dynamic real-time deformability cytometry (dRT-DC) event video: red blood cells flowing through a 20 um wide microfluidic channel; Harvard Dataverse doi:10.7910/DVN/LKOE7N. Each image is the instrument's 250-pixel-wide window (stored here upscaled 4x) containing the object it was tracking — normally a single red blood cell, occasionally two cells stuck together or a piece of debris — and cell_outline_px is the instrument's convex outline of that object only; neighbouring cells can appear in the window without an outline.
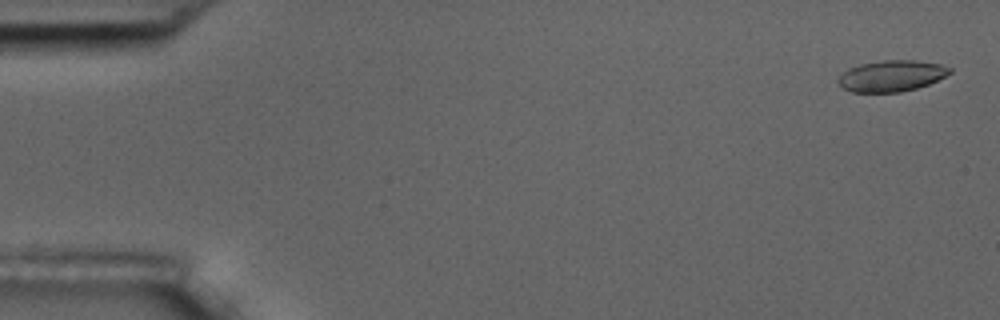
{"species": "common noctule bat (a hibernating species)", "species_latin": "Nyctalus noctula", "temperature_condition": "room temperature", "stored_images_in_passage": 6, "camera_frame_rate_fps": 3000, "um_per_image_px": 0.085, "animal": {"sex": "male", "body_mass_g": 17.5, "forearm_length_mm": 52.3}, "frame": {"image": 1, "passage_image": 1, "time_ms": 0.0, "image_size_px": [1000, 320], "cell_outline_px": [[952, 72], [928, 84], [916, 88], [900, 92], [852, 92], [844, 88], [836, 80], [848, 68], [860, 64], [884, 60], [916, 60], [940, 64], [952, 68]], "centroid_in_image_um": [75.78, 6.44], "position_along_channel_um": 9.2, "area_um2": 20.11}}
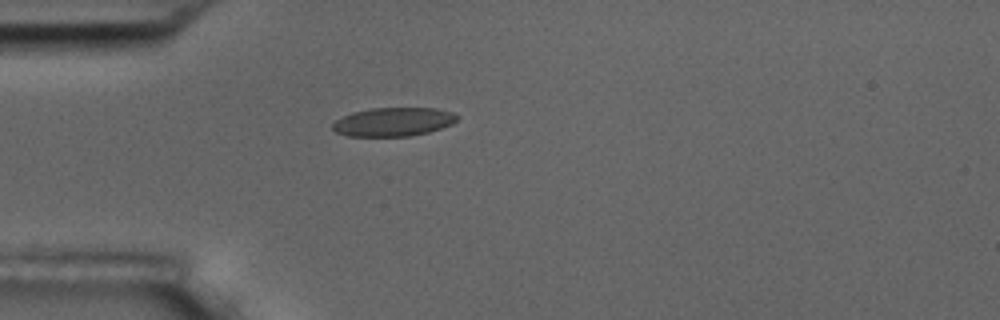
{"frame": {"image": 2, "passage_image": 5, "time_ms": 4.667, "image_size_px": [1000, 320], "cell_outline_px": [[460, 116], [452, 124], [428, 132], [408, 136], [348, 136], [336, 132], [332, 128], [332, 124], [336, 120], [352, 112], [372, 108], [436, 108], [452, 112]], "centroid_in_image_um": [33.44, 10.35], "position_along_channel_um": 51.6, "area_um2": 20.75}}